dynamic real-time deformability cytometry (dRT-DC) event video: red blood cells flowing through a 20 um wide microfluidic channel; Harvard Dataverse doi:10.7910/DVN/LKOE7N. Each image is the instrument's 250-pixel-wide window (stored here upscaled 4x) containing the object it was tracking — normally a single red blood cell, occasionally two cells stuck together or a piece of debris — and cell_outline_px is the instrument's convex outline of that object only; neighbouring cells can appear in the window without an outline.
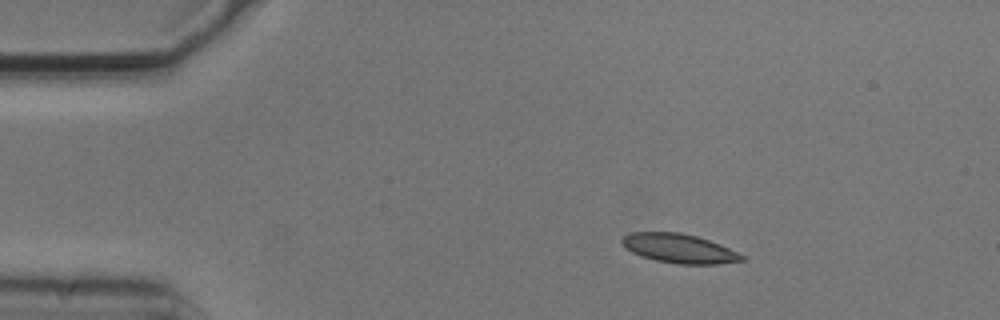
{"species": "common noctule bat (a hibernating species)", "species_latin": "Nyctalus noctula", "temperature_condition": "cold", "stored_images_in_passage": 3, "camera_frame_rate_fps": 3000, "um_per_image_px": 0.085, "animal": {"sex": "male", "body_mass_g": 20.5, "forearm_length_mm": 52.5}, "frame": {"image": 1, "passage_image": 1, "time_ms": 0.0, "image_size_px": [1000, 320], "cell_outline_px": [[744, 260], [716, 264], [680, 264], [656, 260], [640, 256], [624, 248], [620, 240], [628, 232], [680, 232], [696, 236], [720, 244], [744, 256]], "centroid_in_image_um": [57.66, 21.11], "position_along_channel_um": 27.3, "area_um2": 20.29}}